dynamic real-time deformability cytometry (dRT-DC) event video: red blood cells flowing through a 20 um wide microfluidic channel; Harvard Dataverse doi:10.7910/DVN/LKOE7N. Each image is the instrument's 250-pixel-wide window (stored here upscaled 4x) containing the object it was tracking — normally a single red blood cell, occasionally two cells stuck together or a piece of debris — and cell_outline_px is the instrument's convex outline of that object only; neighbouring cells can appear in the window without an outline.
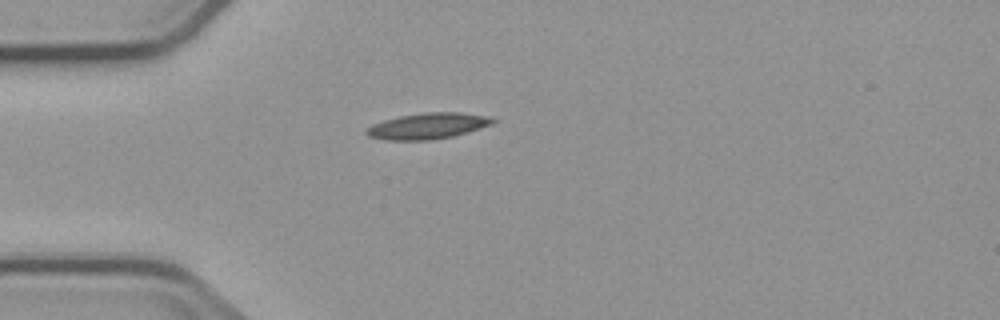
{"species": "common noctule bat (a hibernating species)", "species_latin": "Nyctalus noctula", "temperature_condition": "cold", "stored_images_in_passage": 4, "camera_frame_rate_fps": 3000, "um_per_image_px": 0.085, "animal": {"sex": "male", "body_mass_g": 23.1, "forearm_length_mm": 52.7}, "frame": {"image": 1, "passage_image": 4, "time_ms": 5.0, "image_size_px": [1000, 320], "cell_outline_px": [[496, 120], [492, 124], [468, 132], [452, 136], [432, 140], [384, 140], [368, 136], [364, 132], [372, 124], [384, 120], [400, 116], [424, 112], [460, 112], [488, 116]], "centroid_in_image_um": [36.35, 10.71], "position_along_channel_um": 48.7, "area_um2": 19.13}}